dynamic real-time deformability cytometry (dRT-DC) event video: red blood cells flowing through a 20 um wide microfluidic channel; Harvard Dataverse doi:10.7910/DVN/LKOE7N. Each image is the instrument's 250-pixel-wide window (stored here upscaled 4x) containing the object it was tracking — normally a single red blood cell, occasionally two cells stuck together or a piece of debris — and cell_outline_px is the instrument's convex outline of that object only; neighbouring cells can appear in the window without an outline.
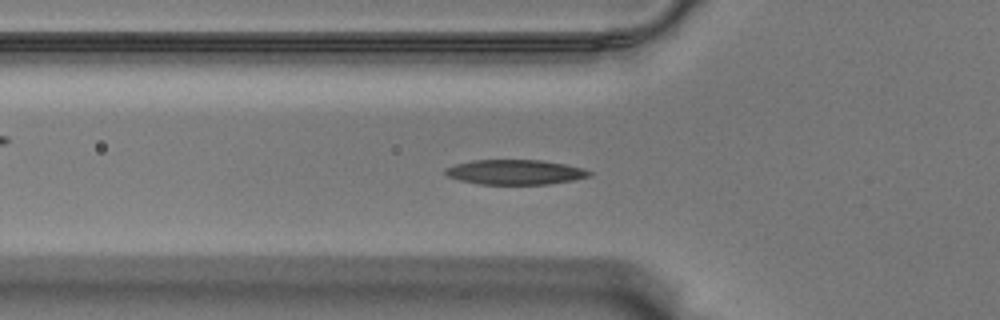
{"species": "Egyptian fruit bat (a non-hibernating species)", "species_latin": "Rousettus aegyptiacus", "temperature_condition": "warm", "stored_images_in_passage": 57, "camera_frame_rate_fps": 3000, "um_per_image_px": 0.085, "animal": {"sex": "male"}, "frame": {"image": 1, "passage_image": 19, "time_ms": 6.0, "image_size_px": [1000, 320], "cell_outline_px": [[592, 176], [572, 180], [548, 184], [480, 184], [460, 180], [448, 176], [444, 172], [444, 168], [456, 164], [472, 160], [540, 160], [564, 164], [584, 168], [592, 172]], "centroid_in_image_um": [43.79, 14.63], "position_along_channel_um": 82.0, "area_um2": 20.81}}
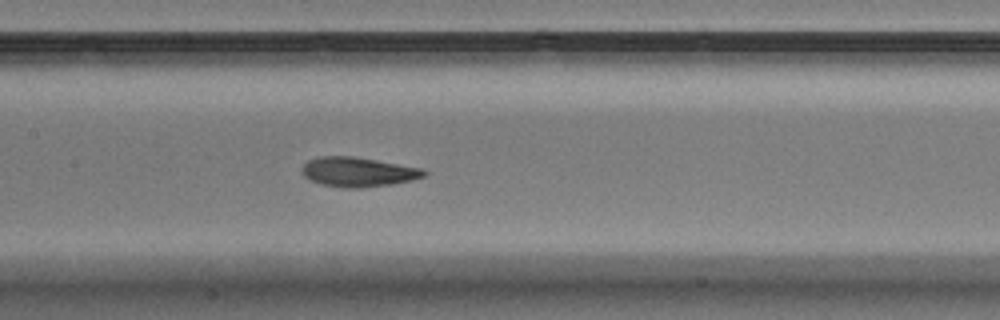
{"frame": {"image": 2, "passage_image": 27, "time_ms": 8.667, "image_size_px": [1000, 320], "cell_outline_px": [[428, 172], [424, 176], [412, 180], [392, 184], [364, 188], [344, 188], [320, 184], [304, 176], [300, 168], [308, 160], [320, 156], [352, 156], [424, 168]], "centroid_in_image_um": [30.44, 14.62], "position_along_channel_um": 177.0, "area_um2": 21.15}}
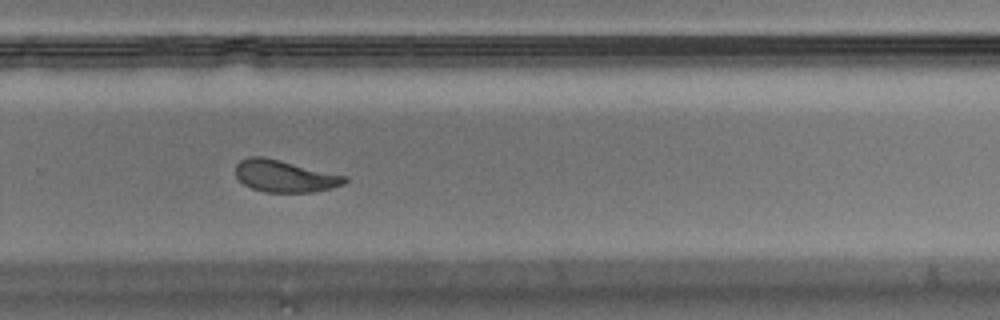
{"frame": {"image": 3, "passage_image": 38, "time_ms": 12.333, "image_size_px": [1000, 320], "cell_outline_px": [[348, 180], [344, 184], [332, 188], [312, 192], [264, 192], [252, 188], [244, 184], [236, 176], [236, 164], [240, 160], [248, 156], [264, 156], [348, 176]], "centroid_in_image_um": [24.21, 14.96], "position_along_channel_um": 305.6, "area_um2": 20.46}, "authors_computed_cell_mechanics": {"area_um2": 20.808, "velocity_mm_per_s": 3.5151, "shape_relaxation_time_tau1_ms": 3.5336, "shape_relaxation_time_tau2_ms": 1.6355, "deformation_change_tau1": 0.1578, "deformation_change_tau2": 0.0902}}